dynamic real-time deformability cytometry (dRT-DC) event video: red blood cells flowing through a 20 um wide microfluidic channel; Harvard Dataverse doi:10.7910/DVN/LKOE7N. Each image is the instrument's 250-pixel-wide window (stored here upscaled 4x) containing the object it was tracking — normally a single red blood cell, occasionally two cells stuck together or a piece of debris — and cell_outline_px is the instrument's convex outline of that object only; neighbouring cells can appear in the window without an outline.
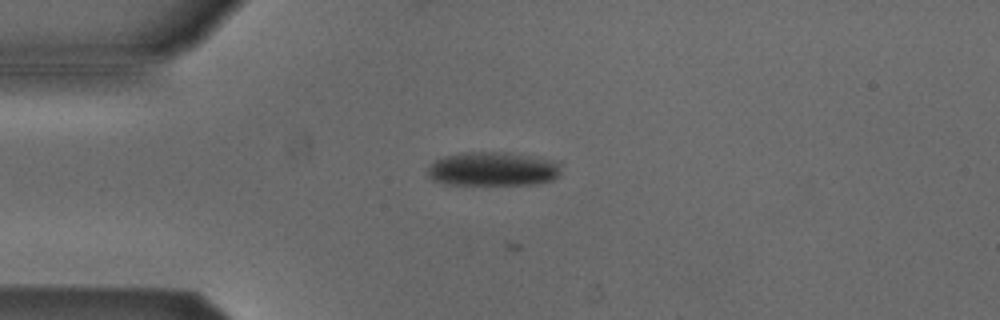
{"species": "Egyptian fruit bat (a non-hibernating species)", "species_latin": "Rousettus aegyptiacus", "temperature_condition": "cold", "stored_images_in_passage": 19, "camera_frame_rate_fps": 3000, "um_per_image_px": 0.085, "animal": {"sex": "male"}, "frame": {"image": 1, "passage_image": 6, "time_ms": 1.667, "image_size_px": [1000, 320], "cell_outline_px": [[560, 172], [552, 180], [536, 184], [444, 184], [432, 180], [424, 172], [428, 164], [444, 156], [460, 152], [504, 152], [552, 160], [560, 164]], "centroid_in_image_um": [41.8, 14.36], "position_along_channel_um": 43.2, "area_um2": 26.53}}
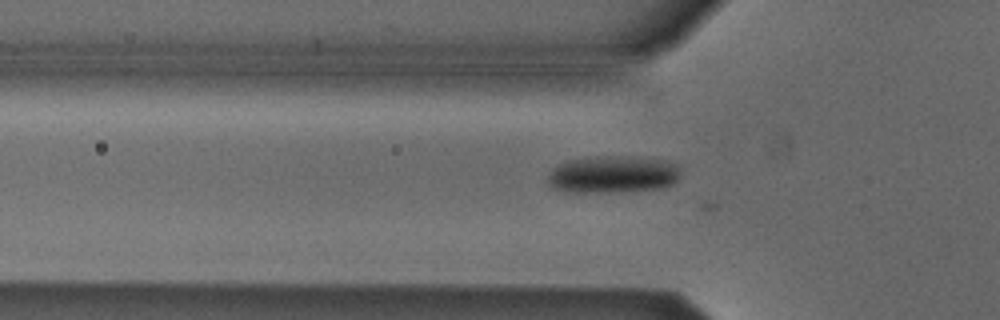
{"frame": {"image": 2, "passage_image": 10, "time_ms": 3.0, "image_size_px": [1000, 320], "cell_outline_px": [[680, 176], [672, 184], [660, 188], [608, 192], [564, 192], [552, 188], [548, 184], [548, 176], [552, 168], [568, 160], [596, 156], [664, 160], [676, 164]], "centroid_in_image_um": [52.02, 14.85], "position_along_channel_um": 73.8, "area_um2": 28.32}}
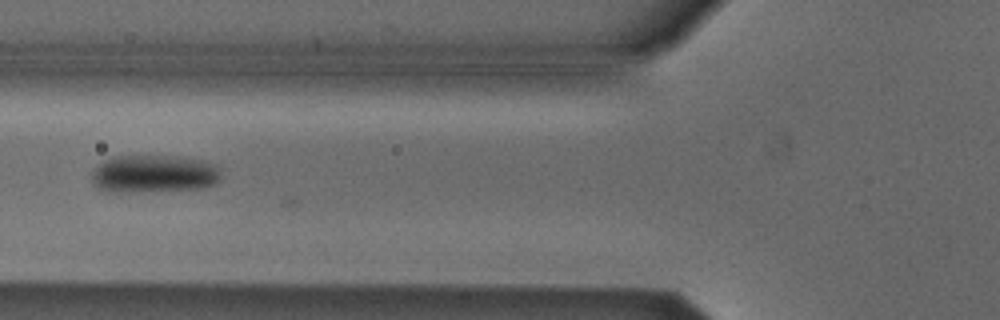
{"frame": {"image": 3, "passage_image": 13, "time_ms": 4.0, "image_size_px": [1000, 320], "cell_outline_px": [[220, 180], [216, 184], [200, 188], [120, 192], [112, 192], [100, 188], [92, 180], [92, 172], [104, 160], [116, 156], [180, 156], [204, 160], [216, 164], [220, 168]], "centroid_in_image_um": [13.15, 14.76], "position_along_channel_um": 112.7, "area_um2": 28.32}}